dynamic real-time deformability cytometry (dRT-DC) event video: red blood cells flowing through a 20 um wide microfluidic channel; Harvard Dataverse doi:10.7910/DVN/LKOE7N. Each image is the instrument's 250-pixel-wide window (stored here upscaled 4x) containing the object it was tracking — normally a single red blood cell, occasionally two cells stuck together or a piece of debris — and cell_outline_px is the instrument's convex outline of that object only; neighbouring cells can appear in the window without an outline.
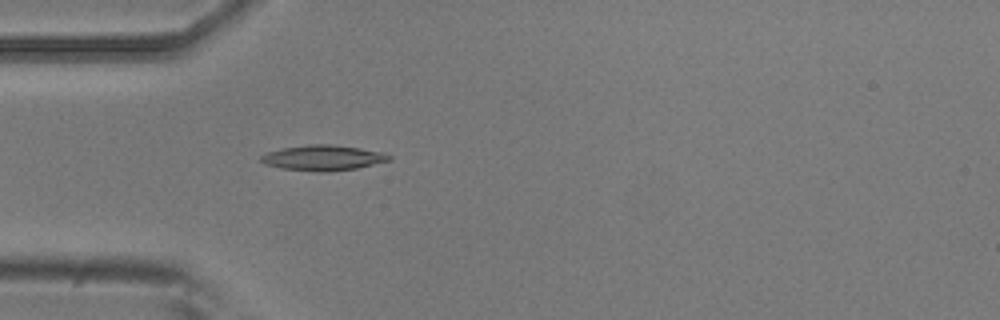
{"species": "common noctule bat (a hibernating species)", "species_latin": "Nyctalus noctula", "temperature_condition": "room temperature", "stored_images_in_passage": 5, "camera_frame_rate_fps": 3000, "um_per_image_px": 0.085, "animal": {"sex": "male", "body_mass_g": 20.5, "forearm_length_mm": 52.5}, "frame": {"image": 1, "passage_image": 5, "time_ms": 1.333, "image_size_px": [1000, 320], "cell_outline_px": [[392, 160], [356, 168], [328, 172], [320, 172], [284, 168], [264, 164], [260, 160], [260, 156], [268, 152], [284, 148], [308, 144], [332, 144], [360, 148], [380, 152], [392, 156]], "centroid_in_image_um": [27.47, 13.41], "position_along_channel_um": 57.5, "area_um2": 18.79}}